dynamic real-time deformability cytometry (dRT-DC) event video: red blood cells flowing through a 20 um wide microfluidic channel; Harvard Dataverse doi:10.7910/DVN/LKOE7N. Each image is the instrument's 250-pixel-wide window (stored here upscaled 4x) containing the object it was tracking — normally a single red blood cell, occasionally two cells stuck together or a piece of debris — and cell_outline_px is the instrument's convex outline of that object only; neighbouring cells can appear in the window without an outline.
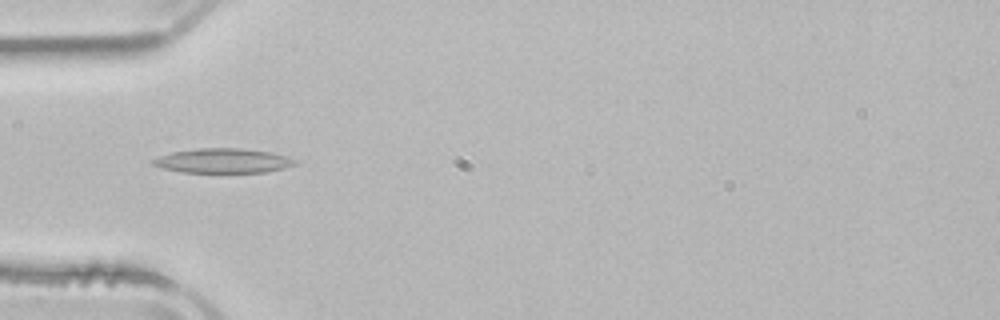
{"species": "common noctule bat (a hibernating species)", "species_latin": "Nyctalus noctula", "temperature_condition": "room temperature", "stored_images_in_passage": 3, "camera_frame_rate_fps": 3000, "um_per_image_px": 0.085, "animal": {"sex": "male", "body_mass_g": 21.5, "forearm_length_mm": 52.0}, "frame": {"image": 1, "passage_image": 3, "time_ms": 3.0, "image_size_px": [1000, 320], "cell_outline_px": [[296, 164], [284, 168], [268, 172], [180, 172], [164, 168], [152, 164], [152, 160], [160, 156], [172, 152], [196, 148], [240, 148], [268, 152], [288, 156], [296, 160]], "centroid_in_image_um": [18.97, 13.66], "position_along_channel_um": 66.0, "area_um2": 20.17}}